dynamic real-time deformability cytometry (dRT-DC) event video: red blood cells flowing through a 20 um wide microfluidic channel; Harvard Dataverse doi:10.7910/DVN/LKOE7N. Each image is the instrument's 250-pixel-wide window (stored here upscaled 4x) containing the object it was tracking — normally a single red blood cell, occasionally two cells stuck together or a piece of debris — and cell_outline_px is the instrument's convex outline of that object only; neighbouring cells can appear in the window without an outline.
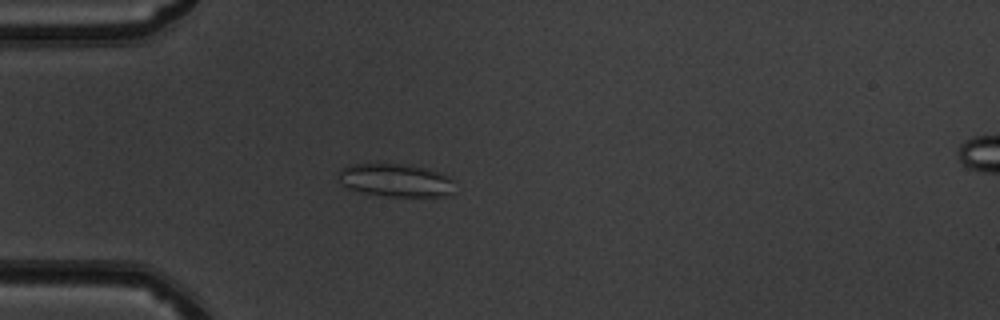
{"species": "common noctule bat (a hibernating species)", "species_latin": "Nyctalus noctula", "temperature_condition": "warm", "stored_images_in_passage": 37, "camera_frame_rate_fps": 3000, "um_per_image_px": 0.085, "animal": {"sex": "male", "body_mass_g": 19.5, "forearm_length_mm": 54.6}, "frame": {"image": 1, "passage_image": 7, "time_ms": 2.0, "image_size_px": [1000, 320], "cell_outline_px": [[452, 192], [448, 196], [388, 196], [364, 192], [348, 188], [336, 180], [336, 172], [340, 168], [352, 164], [404, 164], [428, 168], [448, 176], [452, 180]], "centroid_in_image_um": [33.57, 15.31], "position_along_channel_um": 51.4, "area_um2": 22.43}}
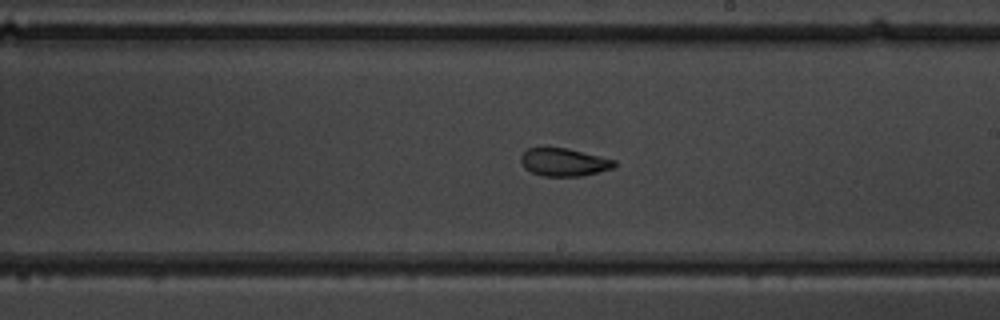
{"frame": {"image": 2, "passage_image": 22, "time_ms": 7.0, "image_size_px": [1000, 320], "cell_outline_px": [[616, 164], [612, 168], [584, 176], [544, 176], [532, 172], [524, 168], [520, 160], [520, 156], [528, 148], [568, 148], [616, 160]], "centroid_in_image_um": [47.93, 13.79], "position_along_channel_um": 241.1, "area_um2": 15.14}}
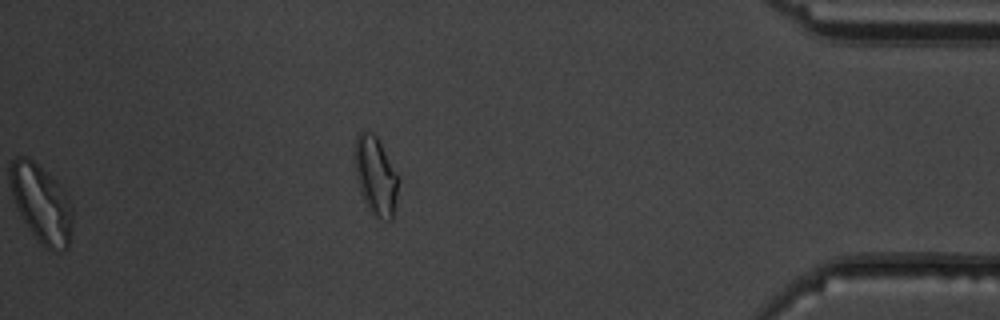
{"frame": {"image": 3, "passage_image": 37, "time_ms": 12.0, "image_size_px": [1000, 320], "cell_outline_px": [[400, 180], [392, 220], [388, 220], [372, 216], [360, 192], [356, 176], [352, 156], [352, 152], [356, 136], [364, 128], [372, 132], [376, 136], [400, 176]], "centroid_in_image_um": [31.91, 14.9], "position_along_channel_um": 403.3, "area_um2": 20.69}, "authors_computed_cell_mechanics": {"area_um2": 16.184, "velocity_mm_per_s": 4.0328, "shape_relaxation_time_tau1_ms": 11.0383, "shape_relaxation_time_tau2_ms": 1.4495, "deformation_change_tau1": 0.2287, "deformation_change_tau2": 0.0807}}